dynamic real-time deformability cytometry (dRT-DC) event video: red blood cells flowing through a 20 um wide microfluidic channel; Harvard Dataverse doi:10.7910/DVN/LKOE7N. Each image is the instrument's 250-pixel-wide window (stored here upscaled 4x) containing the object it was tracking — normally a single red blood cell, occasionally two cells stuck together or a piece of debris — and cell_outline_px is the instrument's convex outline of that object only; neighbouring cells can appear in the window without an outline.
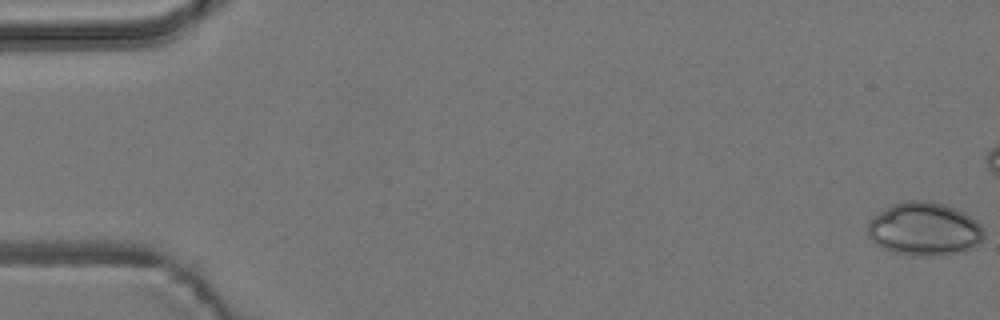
{"species": "common noctule bat (a hibernating species)", "species_latin": "Nyctalus noctula", "temperature_condition": "room temperature", "stored_images_in_passage": 9, "segment_of_instrument_passage": [1, 2], "camera_frame_rate_fps": 3000, "um_per_image_px": 0.085, "animal": {"sex": "male", "body_mass_g": 19.2, "forearm_length_mm": 51.8}, "frame": {"image": 1, "passage_image": 1, "time_ms": 0.0, "image_size_px": [1000, 320], "cell_outline_px": [[984, 236], [980, 244], [956, 252], [940, 256], [912, 256], [892, 252], [876, 244], [868, 236], [868, 220], [872, 216], [896, 204], [908, 200], [928, 200], [944, 204], [956, 208], [964, 212], [976, 220], [984, 228]], "centroid_in_image_um": [78.58, 19.47], "position_along_channel_um": 6.4, "area_um2": 36.18}}
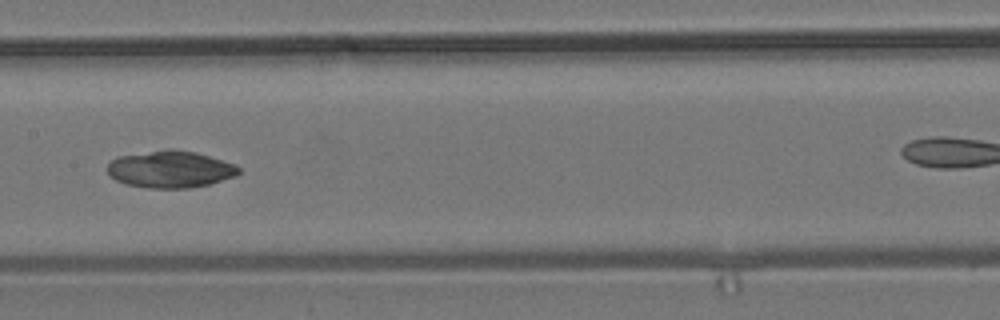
{"frame": {"image": 2, "passage_image": 8, "time_ms": 9.0, "image_size_px": [1000, 320], "cell_outline_px": [[240, 172], [236, 176], [208, 184], [188, 188], [148, 188], [128, 184], [116, 180], [108, 172], [108, 164], [112, 160], [120, 156], [168, 148], [172, 148], [196, 152], [236, 164], [240, 168]], "centroid_in_image_um": [14.51, 14.38], "position_along_channel_um": 192.9, "area_um2": 28.21}}